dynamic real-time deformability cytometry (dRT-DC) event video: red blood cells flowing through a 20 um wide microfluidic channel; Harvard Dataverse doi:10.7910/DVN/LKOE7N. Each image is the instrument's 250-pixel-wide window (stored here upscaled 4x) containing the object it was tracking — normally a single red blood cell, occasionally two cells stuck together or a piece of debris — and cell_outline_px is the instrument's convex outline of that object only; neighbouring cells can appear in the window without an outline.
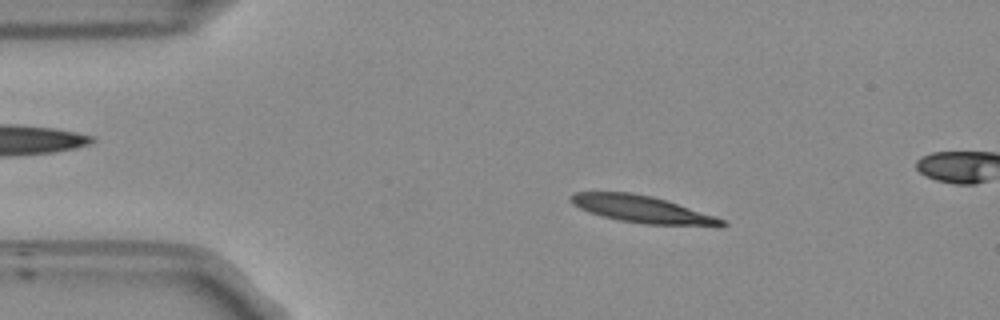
{"species": "Egyptian fruit bat (a non-hibernating species)", "species_latin": "Rousettus aegyptiacus", "temperature_condition": "room temperature", "stored_images_in_passage": 50, "camera_frame_rate_fps": 3000, "um_per_image_px": 0.085, "frame": {"image": 1, "passage_image": 6, "time_ms": 1.667, "image_size_px": [1000, 320], "cell_outline_px": [[728, 224], [720, 228], [644, 224], [620, 220], [588, 212], [572, 204], [568, 200], [568, 196], [576, 192], [632, 192], [652, 196], [716, 216], [724, 220]], "centroid_in_image_um": [54.66, 17.81], "position_along_channel_um": 30.3, "area_um2": 24.28}}
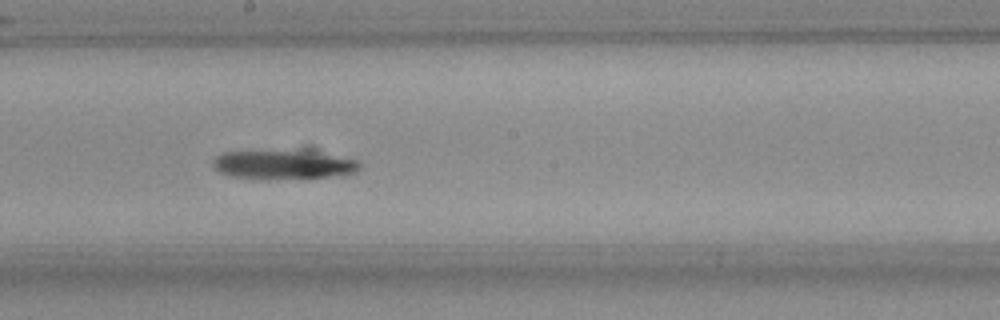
{"frame": {"image": 2, "passage_image": 25, "time_ms": 8.0, "image_size_px": [1000, 320], "cell_outline_px": [[360, 168], [356, 172], [344, 176], [300, 180], [276, 180], [228, 176], [220, 172], [212, 164], [212, 160], [216, 156], [224, 152], [308, 152], [356, 160], [360, 164]], "centroid_in_image_um": [24.11, 14.07], "position_along_channel_um": 224.1, "area_um2": 24.8}}
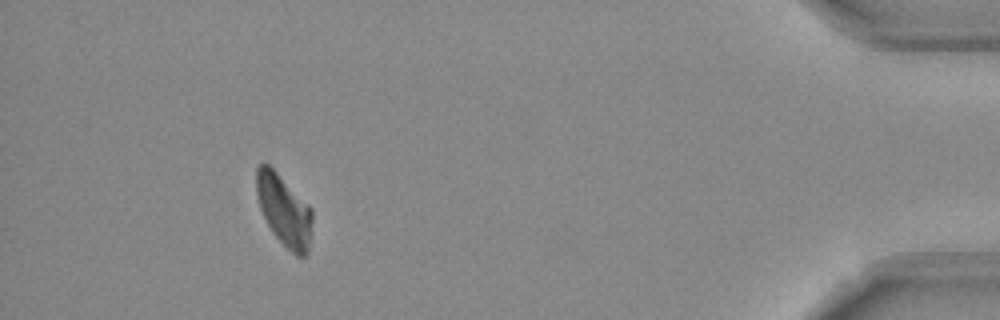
{"frame": {"image": 3, "passage_image": 45, "time_ms": 14.667, "image_size_px": [1000, 320], "cell_outline_px": [[312, 220], [308, 252], [304, 256], [296, 256], [272, 232], [260, 208], [256, 196], [256, 168], [260, 164], [268, 164], [312, 208]], "centroid_in_image_um": [24.14, 17.87], "position_along_channel_um": 411.1, "area_um2": 22.77}, "authors_computed_cell_mechanics": {"area_um2": 24.2471, "velocity_mm_per_s": 3.7833, "shape_relaxation_time_tau1_ms": 10.0497, "shape_relaxation_time_tau2_ms": null, "deformation_change_tau1": 0.2293, "deformation_change_tau2": null}}